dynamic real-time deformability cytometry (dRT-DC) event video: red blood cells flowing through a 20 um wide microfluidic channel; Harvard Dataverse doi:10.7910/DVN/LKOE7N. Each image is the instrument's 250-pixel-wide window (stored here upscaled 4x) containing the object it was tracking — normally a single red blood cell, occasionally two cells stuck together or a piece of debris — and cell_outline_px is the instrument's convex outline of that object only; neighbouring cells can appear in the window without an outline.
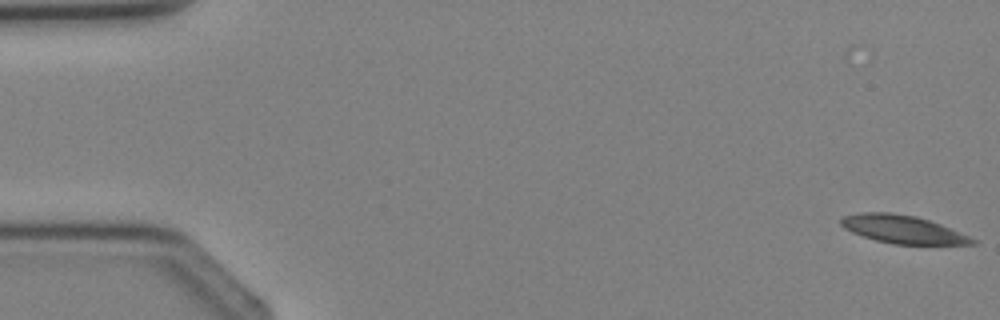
{"species": "Egyptian fruit bat (a non-hibernating species)", "species_latin": "Rousettus aegyptiacus", "temperature_condition": "cold", "stored_images_in_passage": 3, "camera_frame_rate_fps": 3000, "um_per_image_px": 0.085, "animal": {"sex": "female"}, "frame": {"image": 1, "passage_image": 1, "time_ms": 0.0, "image_size_px": [1000, 320], "cell_outline_px": [[976, 244], [892, 244], [876, 240], [852, 232], [844, 228], [840, 224], [840, 220], [844, 216], [860, 212], [892, 212], [916, 216], [940, 224], [968, 236], [976, 240]], "centroid_in_image_um": [76.69, 19.48], "position_along_channel_um": 8.3, "area_um2": 21.21}}
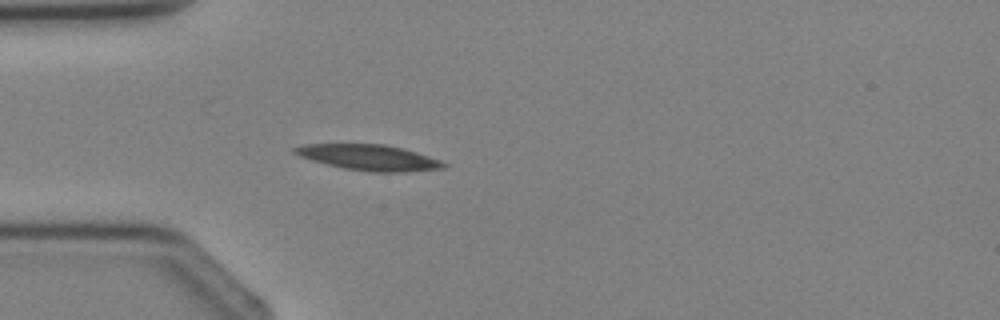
{"frame": {"image": 2, "passage_image": 3, "time_ms": 3.333, "image_size_px": [1000, 320], "cell_outline_px": [[448, 164], [444, 168], [404, 172], [372, 172], [344, 168], [312, 160], [300, 156], [292, 152], [292, 148], [304, 144], [384, 144], [404, 148], [440, 160]], "centroid_in_image_um": [31.37, 13.38], "position_along_channel_um": 53.6, "area_um2": 22.2}}